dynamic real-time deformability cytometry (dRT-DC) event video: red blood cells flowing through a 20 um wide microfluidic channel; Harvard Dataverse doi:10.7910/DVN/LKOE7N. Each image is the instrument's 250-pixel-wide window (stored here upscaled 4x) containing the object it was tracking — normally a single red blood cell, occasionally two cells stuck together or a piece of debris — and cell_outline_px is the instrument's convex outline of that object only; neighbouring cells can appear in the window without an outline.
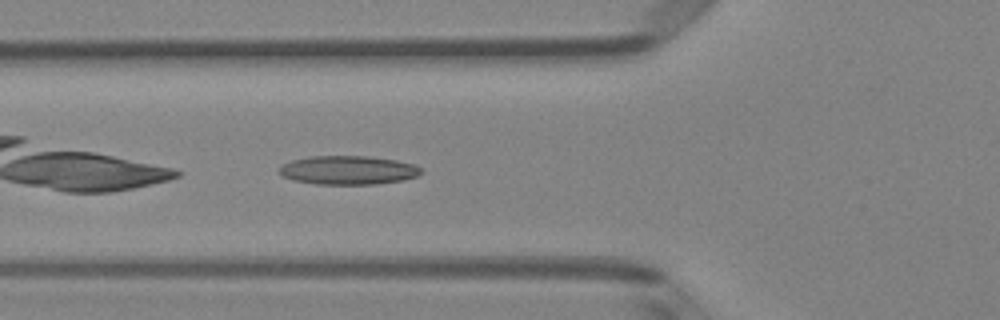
{"species": "Egyptian fruit bat (a non-hibernating species)", "species_latin": "Rousettus aegyptiacus", "temperature_condition": "room temperature", "stored_images_in_passage": 35, "camera_frame_rate_fps": 3000, "um_per_image_px": 0.085, "animal": {"sex": "female"}, "frame": {"image": 1, "passage_image": 3, "time_ms": 0.667, "image_size_px": [1000, 320], "cell_outline_px": [[420, 172], [416, 176], [404, 180], [376, 184], [316, 184], [292, 180], [284, 176], [280, 172], [280, 164], [292, 160], [308, 156], [368, 156], [396, 160], [416, 164], [420, 168]], "centroid_in_image_um": [29.58, 14.46], "position_along_channel_um": 96.2, "area_um2": 23.81}}
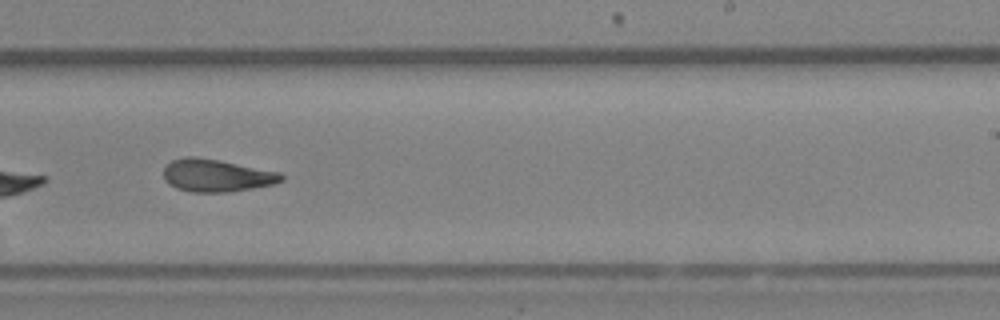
{"frame": {"image": 2, "passage_image": 16, "time_ms": 5.0, "image_size_px": [1000, 320], "cell_outline_px": [[284, 180], [276, 184], [228, 192], [192, 192], [176, 188], [168, 184], [164, 180], [164, 168], [172, 160], [184, 156], [196, 156], [220, 160], [280, 172], [284, 176]], "centroid_in_image_um": [18.41, 14.91], "position_along_channel_um": 270.6, "area_um2": 22.54}}
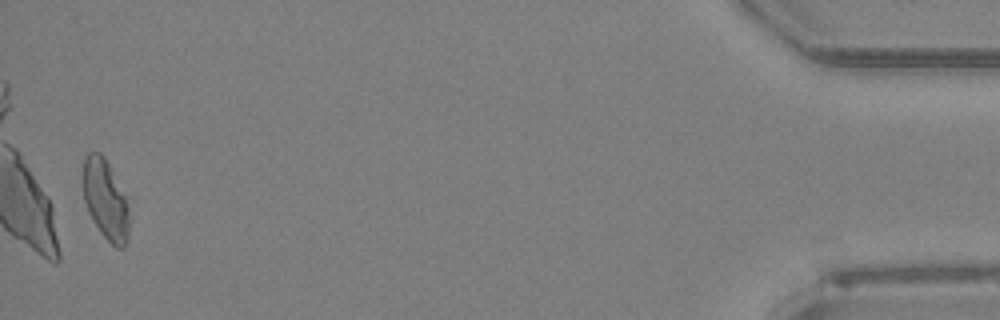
{"frame": {"image": 3, "passage_image": 34, "time_ms": 11.0, "image_size_px": [1000, 320], "cell_outline_px": [[128, 240], [124, 248], [116, 248], [100, 232], [88, 212], [84, 200], [84, 156], [88, 152], [100, 152], [104, 156], [124, 196], [128, 208]], "centroid_in_image_um": [8.95, 17.0], "position_along_channel_um": 426.2, "area_um2": 20.98}, "authors_computed_cell_mechanics": {"area_um2": 22.5998, "velocity_mm_per_s": 4.0295, "shape_relaxation_time_tau1_ms": null, "shape_relaxation_time_tau2_ms": 2.2436, "deformation_change_tau1": null, "deformation_change_tau2": 0.1081}}